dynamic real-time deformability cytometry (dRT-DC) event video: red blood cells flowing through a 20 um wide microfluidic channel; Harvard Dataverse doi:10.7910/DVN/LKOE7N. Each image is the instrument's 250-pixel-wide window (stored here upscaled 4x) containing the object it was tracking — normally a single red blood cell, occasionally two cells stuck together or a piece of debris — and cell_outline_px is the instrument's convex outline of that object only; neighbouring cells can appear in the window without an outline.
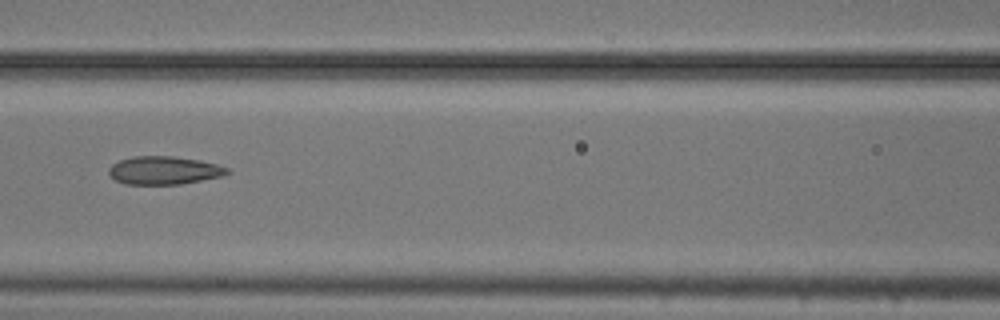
{"species": "common noctule bat (a hibernating species)", "species_latin": "Nyctalus noctula", "temperature_condition": "cold", "stored_images_in_passage": 14, "camera_frame_rate_fps": 3000, "um_per_image_px": 0.085, "animal": {"sex": "male", "body_mass_g": 20.5, "forearm_length_mm": 52.5}, "frame": {"image": 1, "passage_image": 5, "time_ms": 1.333, "image_size_px": [1000, 320], "cell_outline_px": [[232, 172], [220, 176], [180, 184], [124, 184], [116, 180], [108, 172], [108, 168], [112, 164], [120, 160], [132, 156], [172, 156], [200, 160], [216, 164], [228, 168]], "centroid_in_image_um": [13.93, 14.47], "position_along_channel_um": 152.7, "area_um2": 19.31}}
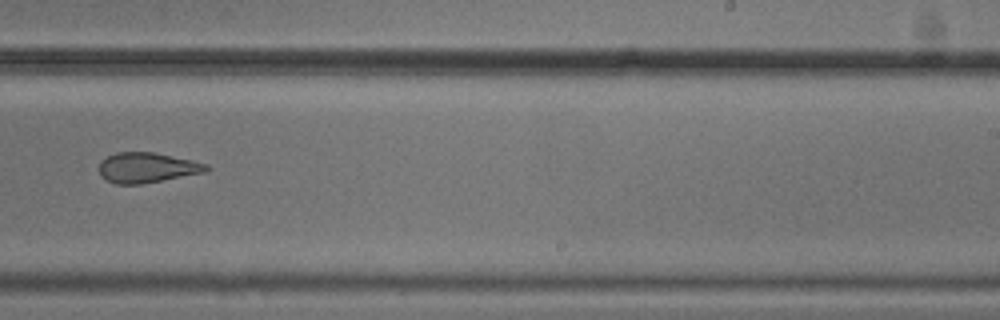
{"frame": {"image": 2, "passage_image": 8, "time_ms": 2.333, "image_size_px": [1000, 320], "cell_outline_px": [[212, 168], [204, 172], [140, 184], [116, 184], [100, 176], [100, 160], [116, 152], [152, 152], [192, 160], [208, 164]], "centroid_in_image_um": [12.49, 14.24], "position_along_channel_um": 276.5, "area_um2": 18.67}}
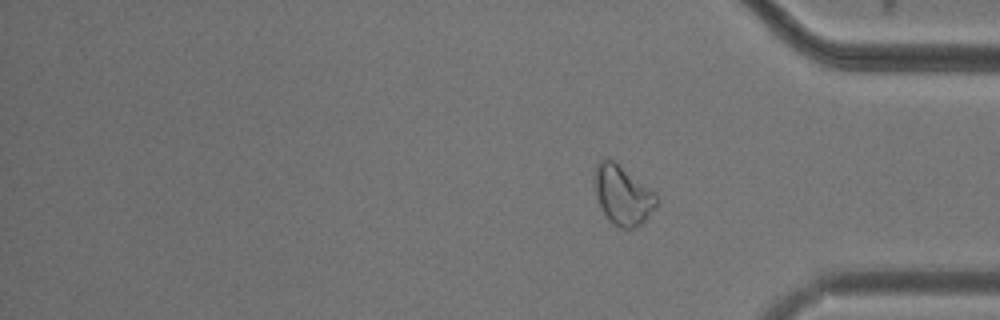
{"frame": {"image": 3, "passage_image": 14, "time_ms": 4.333, "image_size_px": [1000, 320], "cell_outline_px": [[656, 208], [640, 224], [632, 228], [624, 228], [608, 220], [600, 208], [596, 192], [596, 164], [600, 160], [608, 156], [656, 192]], "centroid_in_image_um": [52.94, 16.56], "position_along_channel_um": 382.3, "area_um2": 21.1}}